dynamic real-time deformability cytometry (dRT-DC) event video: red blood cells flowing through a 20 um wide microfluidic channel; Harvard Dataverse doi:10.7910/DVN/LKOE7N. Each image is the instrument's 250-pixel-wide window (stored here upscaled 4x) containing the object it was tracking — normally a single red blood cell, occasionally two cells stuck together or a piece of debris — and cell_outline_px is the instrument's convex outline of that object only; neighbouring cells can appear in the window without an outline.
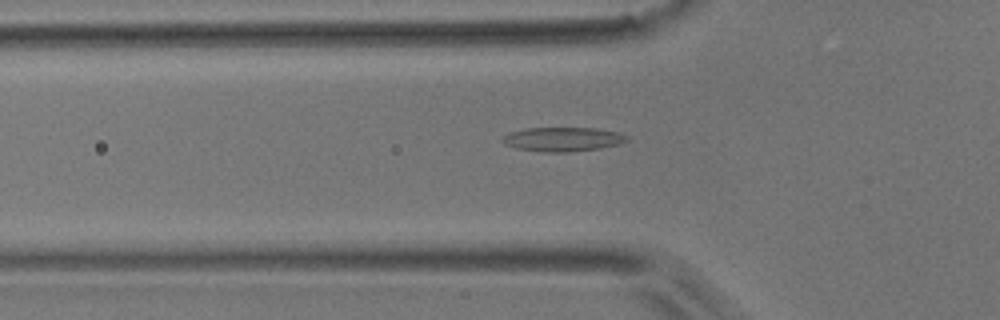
{"species": "common noctule bat (a hibernating species)", "species_latin": "Nyctalus noctula", "temperature_condition": "room temperature", "stored_images_in_passage": 42, "camera_frame_rate_fps": 3000, "um_per_image_px": 0.085, "animal": {"sex": "male", "body_mass_g": 17.9}, "frame": {"image": 1, "passage_image": 7, "time_ms": 2.0, "image_size_px": [1000, 320], "cell_outline_px": [[628, 140], [616, 144], [600, 148], [572, 152], [544, 152], [516, 148], [504, 144], [500, 140], [504, 136], [512, 132], [524, 128], [596, 128], [616, 132], [628, 136]], "centroid_in_image_um": [47.8, 11.84], "position_along_channel_um": 78.0, "area_um2": 17.4}}
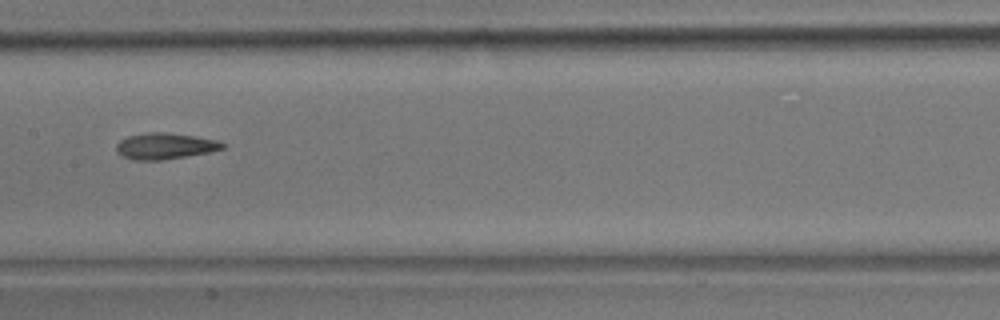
{"frame": {"image": 2, "passage_image": 16, "time_ms": 5.0, "image_size_px": [1000, 320], "cell_outline_px": [[228, 144], [224, 148], [208, 152], [160, 160], [136, 160], [124, 156], [116, 152], [116, 144], [120, 140], [128, 136], [148, 132], [164, 132], [192, 136], [216, 140]], "centroid_in_image_um": [14.01, 12.41], "position_along_channel_um": 193.4, "area_um2": 15.95}}
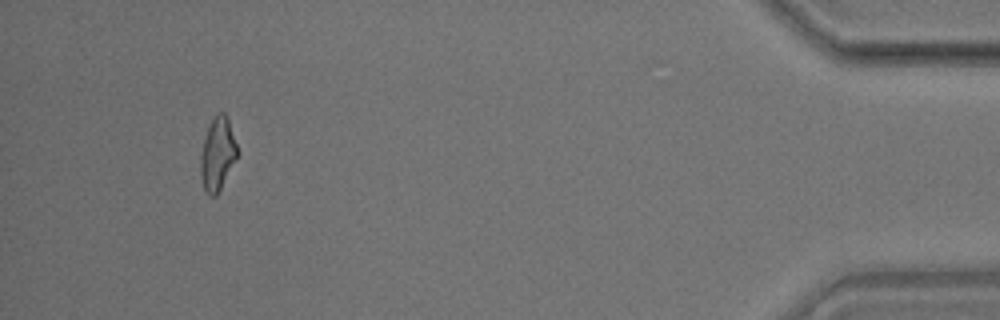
{"frame": {"image": 3, "passage_image": 39, "time_ms": 12.667, "image_size_px": [1000, 320], "cell_outline_px": [[236, 160], [216, 196], [208, 196], [204, 192], [200, 176], [200, 156], [204, 136], [216, 112], [224, 112], [228, 120], [236, 144]], "centroid_in_image_um": [18.45, 13.13], "position_along_channel_um": 416.8, "area_um2": 15.55}, "authors_computed_cell_mechanics": {"area_um2": 15.7505, "velocity_mm_per_s": 3.811, "shape_relaxation_time_tau1_ms": null, "shape_relaxation_time_tau2_ms": 4.7074, "deformation_change_tau1": null, "deformation_change_tau2": 0.1328}}